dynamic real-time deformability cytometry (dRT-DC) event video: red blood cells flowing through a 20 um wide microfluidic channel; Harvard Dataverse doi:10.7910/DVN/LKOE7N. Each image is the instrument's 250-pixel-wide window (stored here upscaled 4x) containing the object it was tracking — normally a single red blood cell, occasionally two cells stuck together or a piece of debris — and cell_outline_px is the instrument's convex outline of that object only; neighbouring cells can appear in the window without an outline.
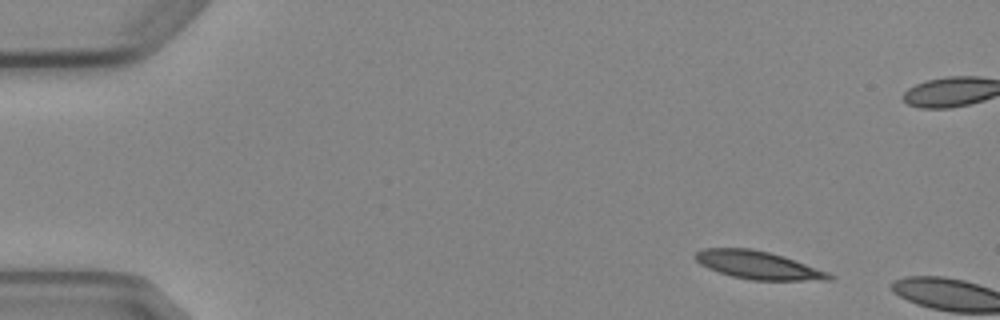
{"species": "Egyptian fruit bat (a non-hibernating species)", "species_latin": "Rousettus aegyptiacus", "temperature_condition": "cold", "stored_images_in_passage": 3, "camera_frame_rate_fps": 3000, "um_per_image_px": 0.085, "animal": {"sex": "female"}, "frame": {"image": 1, "passage_image": 1, "time_ms": 0.0, "image_size_px": [1000, 320], "cell_outline_px": [[836, 276], [832, 280], [752, 280], [732, 276], [708, 268], [700, 264], [692, 256], [696, 252], [704, 248], [752, 248], [784, 256], [828, 272]], "centroid_in_image_um": [64.44, 22.53], "position_along_channel_um": 20.6, "area_um2": 21.79}}